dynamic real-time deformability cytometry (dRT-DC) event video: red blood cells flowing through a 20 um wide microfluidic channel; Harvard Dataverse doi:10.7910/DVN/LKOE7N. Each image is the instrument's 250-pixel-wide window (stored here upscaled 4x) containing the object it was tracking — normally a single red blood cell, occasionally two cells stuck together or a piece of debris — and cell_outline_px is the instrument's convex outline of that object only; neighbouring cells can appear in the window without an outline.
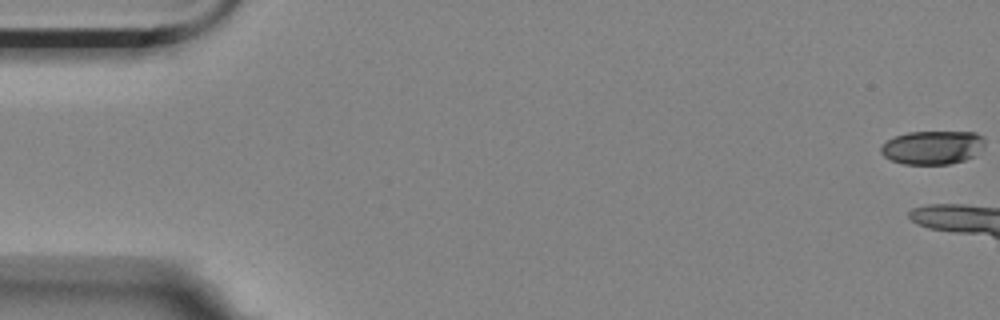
{"species": "Egyptian fruit bat (a non-hibernating species)", "species_latin": "Rousettus aegyptiacus", "temperature_condition": "room temperature", "stored_images_in_passage": 8, "camera_frame_rate_fps": 3000, "um_per_image_px": 0.085, "animal": {"sex": "female"}, "frame": {"image": 1, "passage_image": 1, "time_ms": 0.0, "image_size_px": [1000, 320], "cell_outline_px": [[984, 148], [976, 156], [964, 160], [948, 164], [904, 164], [892, 160], [884, 156], [880, 152], [880, 144], [896, 136], [908, 132], [976, 132], [984, 136]], "centroid_in_image_um": [79.29, 12.53], "position_along_channel_um": 5.7, "area_um2": 20.58}}